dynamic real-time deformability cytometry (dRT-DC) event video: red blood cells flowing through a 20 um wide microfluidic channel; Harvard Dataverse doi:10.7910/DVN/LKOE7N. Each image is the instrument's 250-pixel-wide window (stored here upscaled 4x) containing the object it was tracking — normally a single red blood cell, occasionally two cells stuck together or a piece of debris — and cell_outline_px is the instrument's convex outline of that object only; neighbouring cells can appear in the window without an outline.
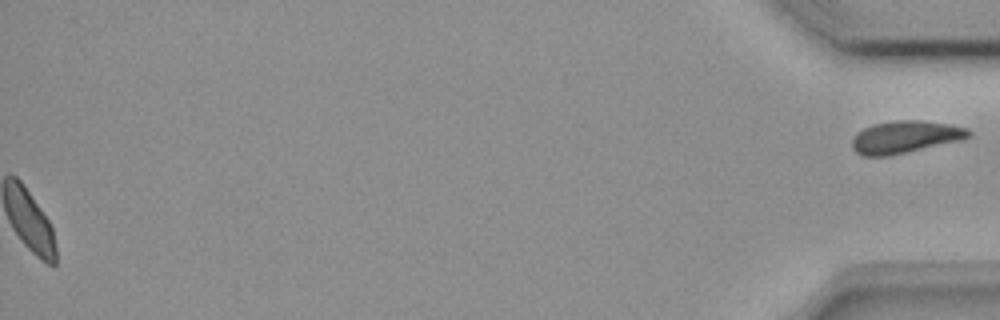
{"species": "common noctule bat (a hibernating species)", "species_latin": "Nyctalus noctula", "temperature_condition": "room temperature", "stored_images_in_passage": 39, "segment_of_instrument_passage": [2, 2], "camera_frame_rate_fps": 3000, "um_per_image_px": 0.085, "animal": {"sex": "female", "body_mass_g": 18.4}, "frame": {"image": 1, "passage_image": 39, "time_ms": 12.667, "image_size_px": [1000, 320], "cell_outline_px": [[972, 136], [960, 140], [888, 156], [864, 156], [856, 152], [852, 148], [852, 140], [856, 132], [872, 124], [896, 120], [920, 120], [952, 124], [968, 128], [972, 132]], "centroid_in_image_um": [76.95, 11.63], "position_along_channel_um": 358.3, "area_um2": 22.02}}